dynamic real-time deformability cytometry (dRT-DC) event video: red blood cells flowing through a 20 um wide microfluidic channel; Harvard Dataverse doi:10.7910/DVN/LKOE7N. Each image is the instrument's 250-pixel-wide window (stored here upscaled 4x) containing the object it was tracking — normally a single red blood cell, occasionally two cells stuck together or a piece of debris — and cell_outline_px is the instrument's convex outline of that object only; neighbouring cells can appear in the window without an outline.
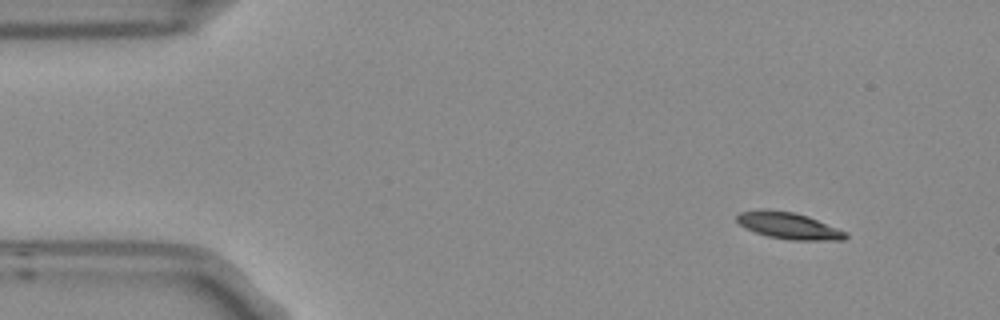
{"species": "Egyptian fruit bat (a non-hibernating species)", "species_latin": "Rousettus aegyptiacus", "temperature_condition": "room temperature", "stored_images_in_passage": 4, "camera_frame_rate_fps": 3000, "um_per_image_px": 0.085, "frame": {"image": 1, "passage_image": 1, "time_ms": 0.0, "image_size_px": [1000, 320], "cell_outline_px": [[848, 236], [844, 240], [792, 240], [768, 236], [756, 232], [740, 224], [736, 220], [736, 216], [740, 212], [792, 212], [808, 216], [848, 232]], "centroid_in_image_um": [67.16, 19.23], "position_along_channel_um": 17.8, "area_um2": 16.07}}
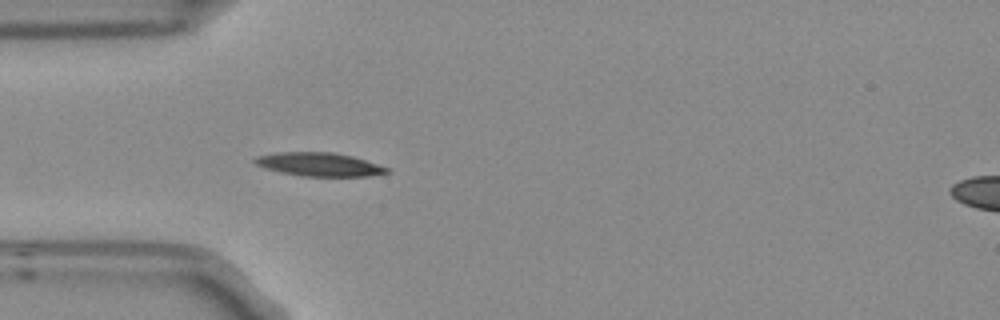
{"frame": {"image": 2, "passage_image": 4, "time_ms": 1.0, "image_size_px": [1000, 320], "cell_outline_px": [[388, 172], [368, 176], [300, 176], [280, 172], [264, 168], [256, 164], [252, 160], [256, 156], [276, 152], [332, 152], [352, 156], [388, 168]], "centroid_in_image_um": [27.05, 13.97], "position_along_channel_um": 57.9, "area_um2": 17.98}}